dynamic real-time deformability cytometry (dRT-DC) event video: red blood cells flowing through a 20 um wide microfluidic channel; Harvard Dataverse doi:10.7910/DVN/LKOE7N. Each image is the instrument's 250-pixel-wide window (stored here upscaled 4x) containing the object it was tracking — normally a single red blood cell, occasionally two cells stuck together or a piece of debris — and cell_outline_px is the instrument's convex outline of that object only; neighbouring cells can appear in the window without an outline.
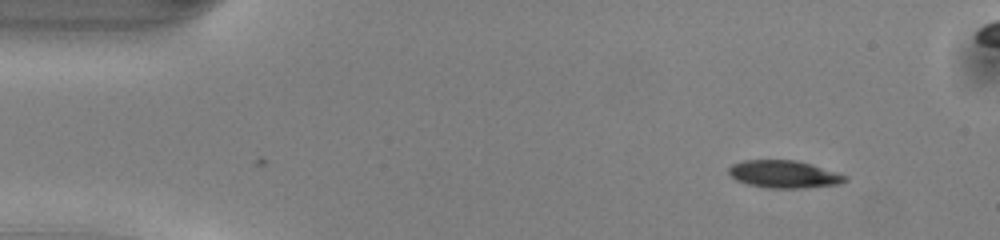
{"species": "common noctule bat (a hibernating species)", "species_latin": "Nyctalus noctula", "temperature_condition": "warm", "stored_images_in_passage": 2, "camera_frame_rate_fps": 3000, "um_per_image_px": 0.085, "animal": {"sex": "male", "body_mass_g": 13.0, "forearm_length_mm": 53.1}, "frame": {"image": 1, "passage_image": 2, "time_ms": 0.333, "image_size_px": [1000, 240], "cell_outline_px": [[848, 180], [840, 184], [796, 188], [772, 188], [748, 184], [736, 180], [728, 172], [728, 168], [732, 164], [744, 160], [796, 160], [812, 164], [848, 176]], "centroid_in_image_um": [66.65, 14.8], "position_along_channel_um": 18.4, "area_um2": 18.55}}